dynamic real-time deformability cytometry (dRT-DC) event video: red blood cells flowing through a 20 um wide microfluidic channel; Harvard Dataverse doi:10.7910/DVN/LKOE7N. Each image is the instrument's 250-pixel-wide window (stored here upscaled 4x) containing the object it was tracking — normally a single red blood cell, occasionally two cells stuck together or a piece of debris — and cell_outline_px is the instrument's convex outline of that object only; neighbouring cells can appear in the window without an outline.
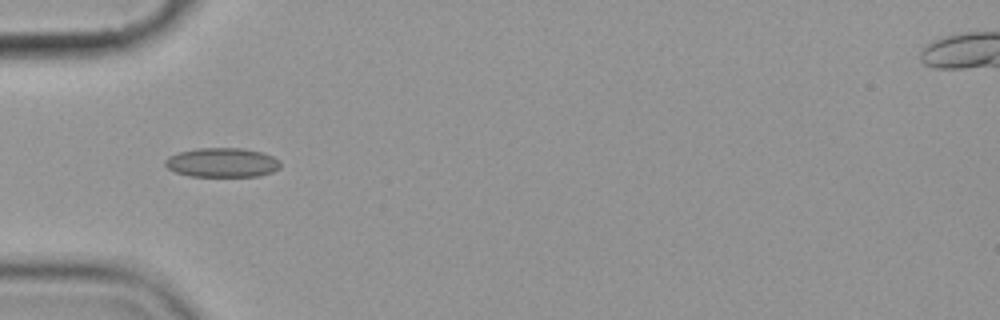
{"species": "common noctule bat (a hibernating species)", "species_latin": "Nyctalus noctula", "temperature_condition": "cold", "stored_images_in_passage": 13, "camera_frame_rate_fps": 3000, "um_per_image_px": 0.085, "animal": {"sex": "female", "body_mass_g": 19.9}, "frame": {"image": 1, "passage_image": 3, "time_ms": 2.333, "image_size_px": [1000, 320], "cell_outline_px": [[280, 168], [272, 172], [260, 176], [188, 176], [176, 172], [168, 168], [164, 164], [164, 160], [168, 156], [176, 152], [196, 148], [240, 148], [264, 152], [280, 160]], "centroid_in_image_um": [18.87, 13.81], "position_along_channel_um": 66.1, "area_um2": 19.94}}
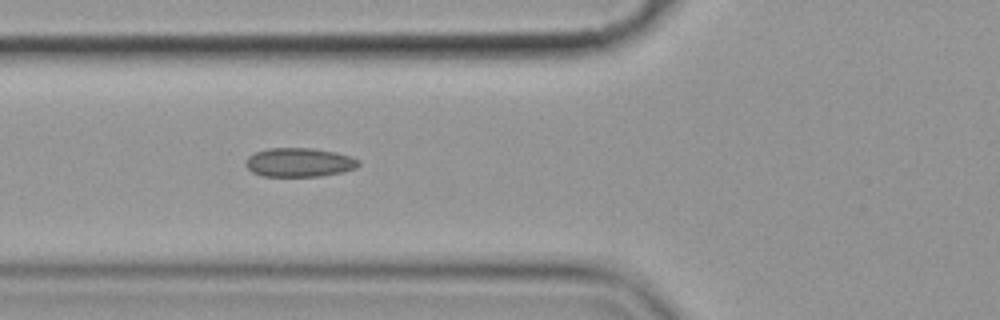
{"frame": {"image": 2, "passage_image": 4, "time_ms": 3.333, "image_size_px": [1000, 320], "cell_outline_px": [[360, 164], [356, 168], [344, 172], [320, 176], [260, 176], [252, 172], [244, 164], [248, 156], [256, 152], [268, 148], [312, 148], [336, 152], [352, 156], [360, 160]], "centroid_in_image_um": [25.46, 13.8], "position_along_channel_um": 100.3, "area_um2": 19.25}}
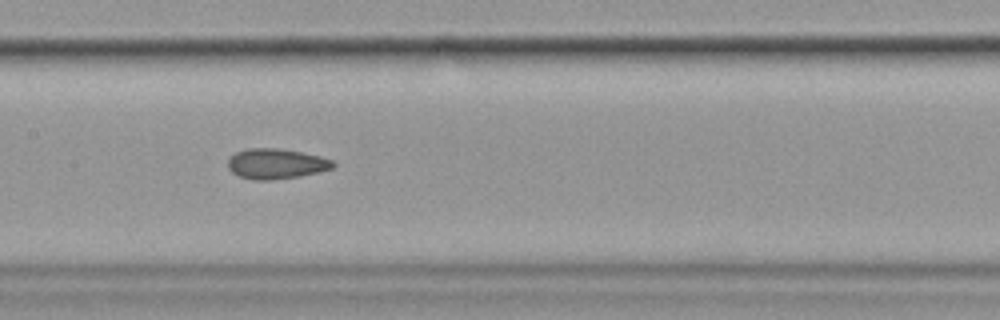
{"frame": {"image": 3, "passage_image": 6, "time_ms": 5.667, "image_size_px": [1000, 320], "cell_outline_px": [[336, 164], [332, 168], [320, 172], [300, 176], [272, 180], [252, 180], [240, 176], [232, 172], [228, 168], [228, 160], [236, 152], [248, 148], [276, 148], [300, 152], [320, 156], [332, 160]], "centroid_in_image_um": [23.47, 13.93], "position_along_channel_um": 183.9, "area_um2": 18.5}, "authors_computed_cell_mechanics": {"area_um2": 18.7272, "velocity_mm_per_s": 3.578, "shape_relaxation_time_tau1_ms": 4.9341, "shape_relaxation_time_tau2_ms": null, "deformation_change_tau1": 0.082, "deformation_change_tau2": null}}